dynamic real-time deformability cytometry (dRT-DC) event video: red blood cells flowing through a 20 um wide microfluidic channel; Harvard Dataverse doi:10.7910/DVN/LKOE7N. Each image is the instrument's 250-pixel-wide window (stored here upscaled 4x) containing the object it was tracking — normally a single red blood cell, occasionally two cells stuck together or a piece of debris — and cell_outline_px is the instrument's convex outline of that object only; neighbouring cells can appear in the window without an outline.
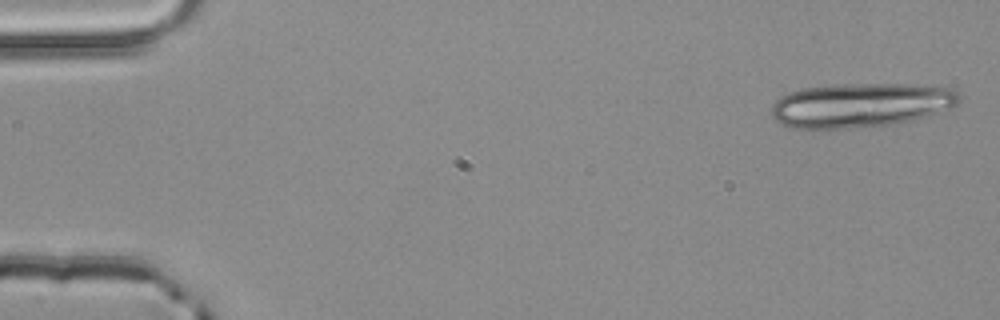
{"species": "common noctule bat (a hibernating species)", "species_latin": "Nyctalus noctula", "temperature_condition": "room temperature", "stored_images_in_passage": 5, "camera_frame_rate_fps": 3000, "um_per_image_px": 0.085, "animal": {"sex": "male", "body_mass_g": 20.4}, "frame": {"image": 1, "passage_image": 1, "time_ms": 0.0, "image_size_px": [1000, 320], "cell_outline_px": [[960, 100], [956, 104], [948, 108], [928, 116], [912, 120], [892, 124], [848, 128], [788, 128], [776, 120], [772, 116], [772, 104], [780, 96], [788, 92], [804, 88], [836, 84], [912, 84], [952, 88], [960, 96]], "centroid_in_image_um": [73.13, 8.93], "position_along_channel_um": 11.9, "area_um2": 48.44}}